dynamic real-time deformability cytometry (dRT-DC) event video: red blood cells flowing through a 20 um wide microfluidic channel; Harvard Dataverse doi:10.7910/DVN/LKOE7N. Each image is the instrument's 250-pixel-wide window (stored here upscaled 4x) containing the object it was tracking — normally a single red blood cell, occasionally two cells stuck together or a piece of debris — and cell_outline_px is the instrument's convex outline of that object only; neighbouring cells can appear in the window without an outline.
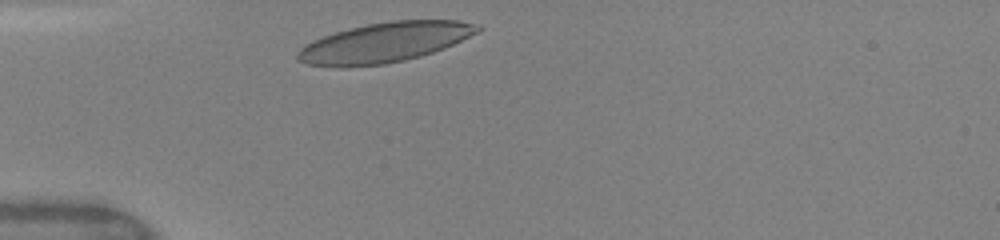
{"species": "human", "species_latin": "Homo sapiens", "temperature_condition": "warm", "stored_images_in_passage": 23, "camera_frame_rate_fps": 3000, "um_per_image_px": 0.085, "donor": {"sex": "female"}, "frame": {"image": 1, "passage_image": 1, "time_ms": 0.0, "image_size_px": [1000, 240], "cell_outline_px": [[484, 28], [480, 32], [444, 48], [420, 56], [404, 60], [384, 64], [340, 68], [308, 64], [296, 60], [296, 52], [300, 48], [324, 36], [336, 32], [368, 24], [392, 20], [460, 20], [480, 24]], "centroid_in_image_um": [32.74, 3.61], "position_along_channel_um": 52.3, "area_um2": 41.85}}
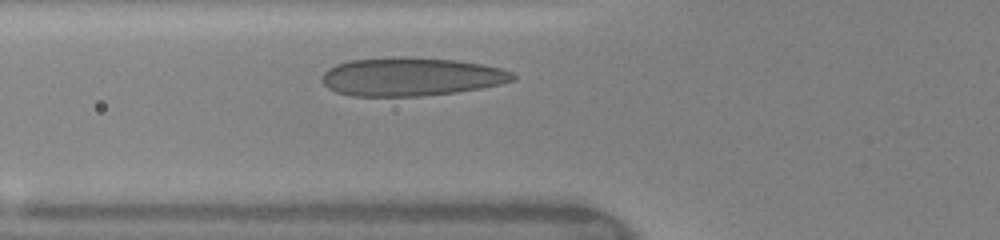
{"frame": {"image": 2, "passage_image": 4, "time_ms": 1.333, "image_size_px": [1000, 240], "cell_outline_px": [[516, 80], [500, 84], [480, 88], [456, 92], [420, 96], [352, 96], [336, 92], [328, 88], [320, 80], [320, 76], [328, 68], [336, 64], [352, 60], [404, 56], [408, 56], [456, 60], [480, 64], [500, 68], [512, 72], [516, 76]], "centroid_in_image_um": [34.92, 6.52], "position_along_channel_um": 90.9, "area_um2": 42.89}, "authors_computed_cell_mechanics": {"area_um2": 40.46, "velocity_mm_per_s": 4.0531, "shape_relaxation_time_tau1_ms": 2.5659, "shape_relaxation_time_tau2_ms": null, "deformation_change_tau1": 0.1511, "deformation_change_tau2": null}}